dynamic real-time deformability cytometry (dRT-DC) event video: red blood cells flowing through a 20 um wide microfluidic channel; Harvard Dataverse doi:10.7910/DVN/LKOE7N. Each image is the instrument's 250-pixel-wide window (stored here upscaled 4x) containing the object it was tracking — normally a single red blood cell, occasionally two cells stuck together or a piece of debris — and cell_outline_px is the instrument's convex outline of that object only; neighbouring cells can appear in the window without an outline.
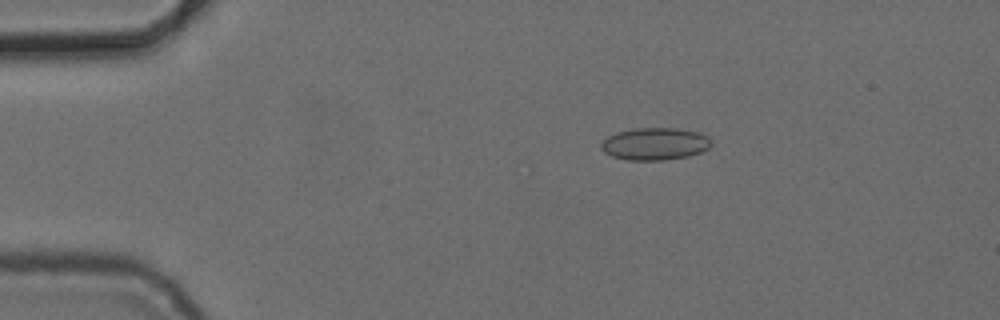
{"species": "common noctule bat (a hibernating species)", "species_latin": "Nyctalus noctula", "temperature_condition": "cold", "stored_images_in_passage": 3, "camera_frame_rate_fps": 3000, "um_per_image_px": 0.085, "animal": {"sex": "female", "body_mass_g": 24.6, "forearm_length_mm": 56.2}, "frame": {"image": 1, "passage_image": 2, "time_ms": 1.0, "image_size_px": [1000, 320], "cell_outline_px": [[712, 144], [708, 148], [700, 152], [688, 156], [664, 160], [628, 160], [612, 156], [604, 152], [600, 148], [600, 144], [608, 136], [616, 132], [636, 128], [676, 128], [700, 132], [708, 136], [712, 140]], "centroid_in_image_um": [55.68, 12.22], "position_along_channel_um": 29.3, "area_um2": 20.87}}